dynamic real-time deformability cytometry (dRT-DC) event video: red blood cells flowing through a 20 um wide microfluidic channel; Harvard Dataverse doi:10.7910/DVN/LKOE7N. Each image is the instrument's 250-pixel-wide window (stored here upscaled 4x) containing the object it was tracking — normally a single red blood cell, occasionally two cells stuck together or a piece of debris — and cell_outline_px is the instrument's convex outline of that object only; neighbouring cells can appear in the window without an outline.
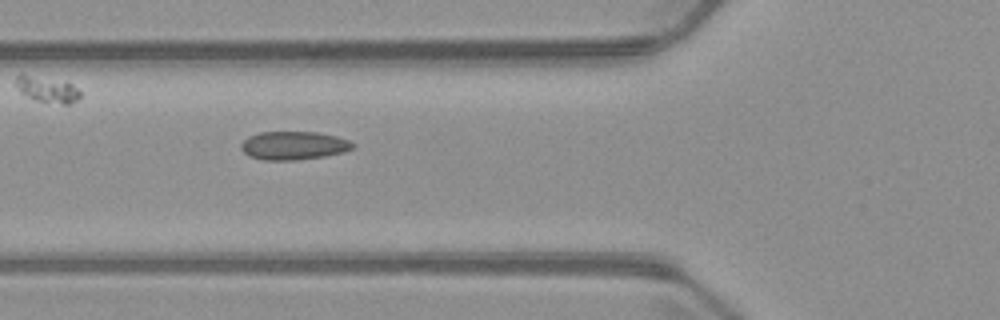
{"species": "common noctule bat (a hibernating species)", "species_latin": "Nyctalus noctula", "temperature_condition": "warm", "stored_images_in_passage": 10, "camera_frame_rate_fps": 3000, "um_per_image_px": 0.085, "animal": {"sex": "male", "body_mass_g": 23.1, "forearm_length_mm": 52.7}, "frame": {"image": 1, "passage_image": 5, "time_ms": 5.667, "image_size_px": [1000, 320], "cell_outline_px": [[356, 148], [344, 152], [324, 156], [296, 160], [264, 160], [248, 156], [240, 148], [240, 144], [248, 136], [260, 132], [316, 132], [336, 136], [348, 140], [356, 144]], "centroid_in_image_um": [24.97, 12.37], "position_along_channel_um": 100.8, "area_um2": 18.61}}
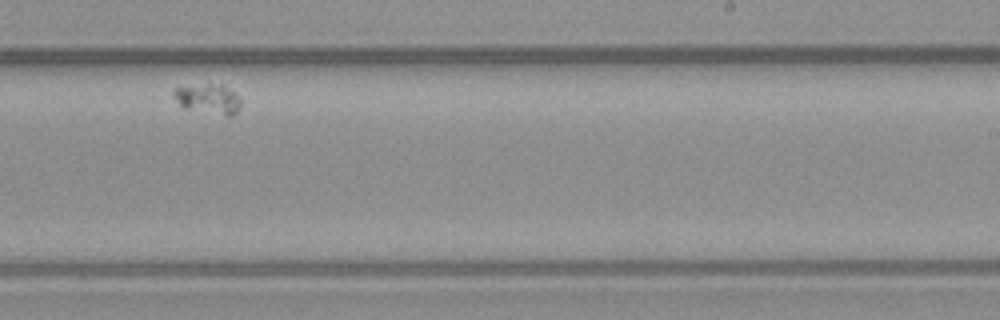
{"frame": {"image": 2, "passage_image": 9, "time_ms": 10.667, "image_size_px": [1000, 320], "cell_outline_px": [[240, 108], [232, 116], [228, 116], [184, 108], [172, 96], [172, 92], [176, 88], [220, 84], [232, 92], [240, 100]], "centroid_in_image_um": [17.69, 8.44], "position_along_channel_um": 271.3, "area_um2": 11.16}}
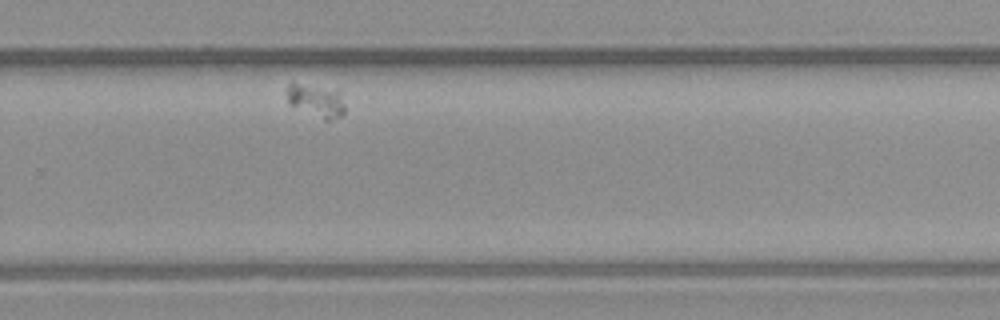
{"frame": {"image": 3, "passage_image": 10, "time_ms": 11.667, "image_size_px": [1000, 320], "cell_outline_px": [[344, 112], [340, 116], [332, 120], [324, 120], [288, 104], [288, 84], [296, 84], [336, 92], [344, 104]], "centroid_in_image_um": [26.85, 8.63], "position_along_channel_um": 303.0, "area_um2": 10.23}}